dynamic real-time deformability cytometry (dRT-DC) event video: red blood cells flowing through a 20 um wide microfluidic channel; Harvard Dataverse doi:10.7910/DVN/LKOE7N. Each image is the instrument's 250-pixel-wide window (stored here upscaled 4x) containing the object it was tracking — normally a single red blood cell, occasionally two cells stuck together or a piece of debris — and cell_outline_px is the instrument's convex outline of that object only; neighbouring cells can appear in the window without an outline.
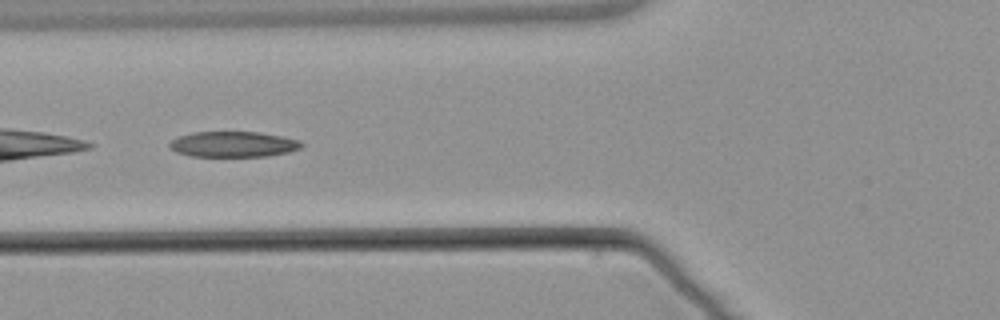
{"species": "common noctule bat (a hibernating species)", "species_latin": "Nyctalus noctula", "temperature_condition": "warm", "stored_images_in_passage": 7, "camera_frame_rate_fps": 3000, "um_per_image_px": 0.085, "animal": {"sex": "male", "body_mass_g": 21.5, "forearm_length_mm": 52.0}, "frame": {"image": 1, "passage_image": 5, "time_ms": 5.0, "image_size_px": [1000, 320], "cell_outline_px": [[304, 144], [300, 148], [288, 152], [268, 156], [188, 156], [176, 152], [168, 144], [172, 140], [180, 136], [192, 132], [260, 132], [300, 140]], "centroid_in_image_um": [19.84, 12.26], "position_along_channel_um": 106.0, "area_um2": 19.59}}
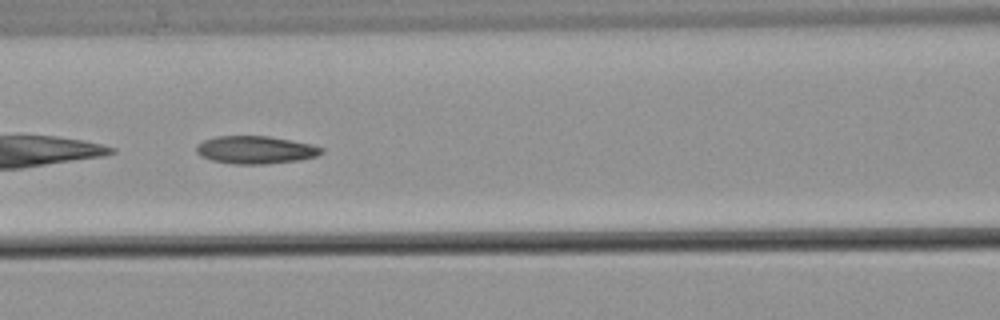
{"frame": {"image": 2, "passage_image": 6, "time_ms": 6.0, "image_size_px": [1000, 320], "cell_outline_px": [[324, 152], [316, 156], [300, 160], [268, 164], [232, 164], [212, 160], [200, 156], [196, 152], [196, 144], [204, 140], [216, 136], [268, 136], [312, 144], [324, 148]], "centroid_in_image_um": [21.72, 12.74], "position_along_channel_um": 144.9, "area_um2": 20.4}}